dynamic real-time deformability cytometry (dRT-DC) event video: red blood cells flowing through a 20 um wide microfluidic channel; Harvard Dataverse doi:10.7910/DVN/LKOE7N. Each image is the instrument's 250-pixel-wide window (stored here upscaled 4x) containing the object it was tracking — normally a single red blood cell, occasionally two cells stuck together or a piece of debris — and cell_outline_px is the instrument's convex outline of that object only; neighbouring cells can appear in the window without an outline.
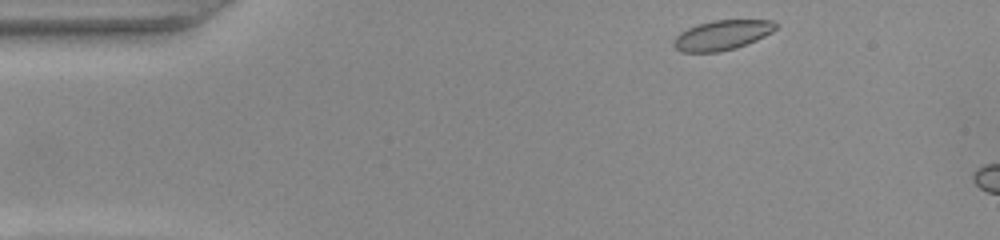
{"species": "common noctule bat (a hibernating species)", "species_latin": "Nyctalus noctula", "temperature_condition": "warm", "stored_images_in_passage": 5, "camera_frame_rate_fps": 3000, "um_per_image_px": 0.085, "animal": {"sex": "female", "body_mass_g": 22.0, "forearm_length_mm": 56.7}, "frame": {"image": 1, "passage_image": 1, "time_ms": 0.0, "image_size_px": [1000, 240], "cell_outline_px": [[776, 28], [772, 32], [756, 40], [736, 48], [720, 52], [680, 52], [672, 44], [672, 40], [680, 32], [688, 28], [712, 20], [772, 20], [776, 24]], "centroid_in_image_um": [61.35, 2.99], "position_along_channel_um": 23.7, "area_um2": 17.69}}